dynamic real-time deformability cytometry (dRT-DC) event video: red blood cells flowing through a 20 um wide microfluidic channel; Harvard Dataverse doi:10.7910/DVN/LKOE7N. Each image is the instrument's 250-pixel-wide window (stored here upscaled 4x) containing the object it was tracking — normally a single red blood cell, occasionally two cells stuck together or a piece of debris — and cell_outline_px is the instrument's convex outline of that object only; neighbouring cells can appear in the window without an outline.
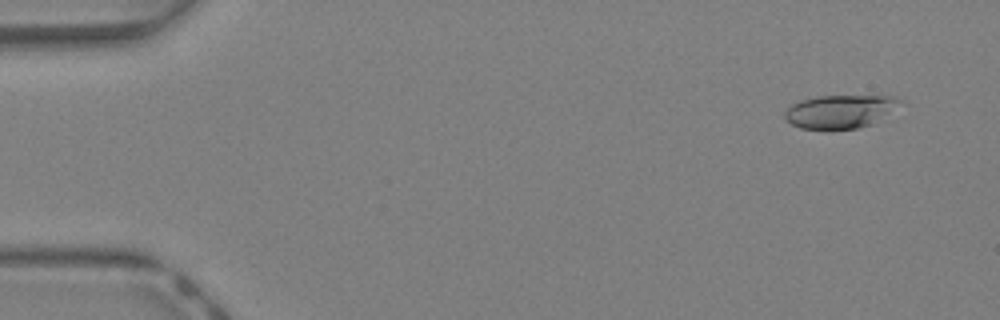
{"species": "Egyptian fruit bat (a non-hibernating species)", "species_latin": "Rousettus aegyptiacus", "temperature_condition": "warm", "stored_images_in_passage": 42, "camera_frame_rate_fps": 3000, "um_per_image_px": 0.085, "animal": {"sex": "female"}, "frame": {"image": 1, "passage_image": 3, "time_ms": 0.667, "image_size_px": [1000, 320], "cell_outline_px": [[900, 100], [872, 124], [856, 128], [800, 128], [792, 124], [784, 116], [784, 112], [792, 104], [800, 100], [820, 96], [896, 96]], "centroid_in_image_um": [71.3, 9.46], "position_along_channel_um": 13.7, "area_um2": 21.39}}
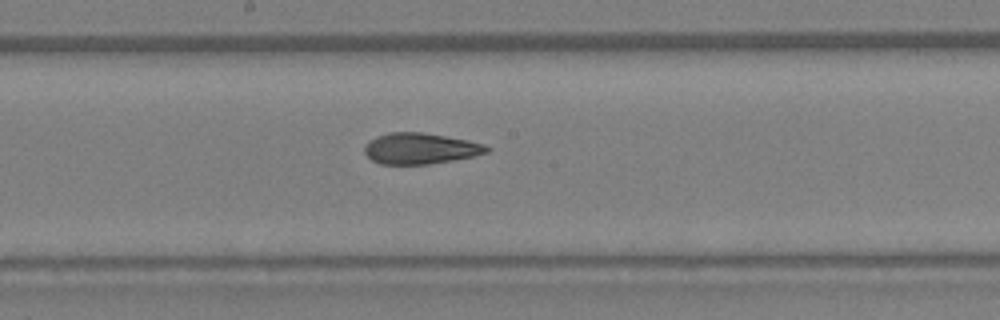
{"frame": {"image": 2, "passage_image": 23, "time_ms": 7.333, "image_size_px": [1000, 320], "cell_outline_px": [[492, 148], [488, 152], [472, 156], [452, 160], [428, 164], [380, 164], [372, 160], [364, 152], [364, 148], [376, 136], [388, 132], [420, 132], [468, 140], [484, 144]], "centroid_in_image_um": [35.73, 12.62], "position_along_channel_um": 212.5, "area_um2": 21.85}}
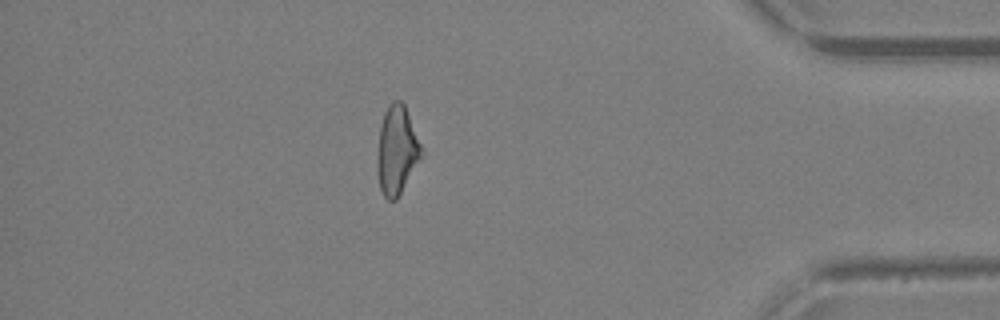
{"frame": {"image": 3, "passage_image": 37, "time_ms": 12.0, "image_size_px": [1000, 320], "cell_outline_px": [[424, 156], [396, 200], [388, 200], [384, 196], [380, 188], [376, 172], [376, 160], [380, 124], [384, 112], [388, 104], [392, 100], [400, 100], [404, 104], [420, 144]], "centroid_in_image_um": [33.71, 12.79], "position_along_channel_um": 401.5, "area_um2": 23.06}, "authors_computed_cell_mechanics": {"area_um2": 22.5709, "velocity_mm_per_s": 4.8775, "shape_relaxation_time_tau1_ms": 9.8249, "shape_relaxation_time_tau2_ms": 1.8753, "deformation_change_tau1": 0.2945, "deformation_change_tau2": 0.0983}}